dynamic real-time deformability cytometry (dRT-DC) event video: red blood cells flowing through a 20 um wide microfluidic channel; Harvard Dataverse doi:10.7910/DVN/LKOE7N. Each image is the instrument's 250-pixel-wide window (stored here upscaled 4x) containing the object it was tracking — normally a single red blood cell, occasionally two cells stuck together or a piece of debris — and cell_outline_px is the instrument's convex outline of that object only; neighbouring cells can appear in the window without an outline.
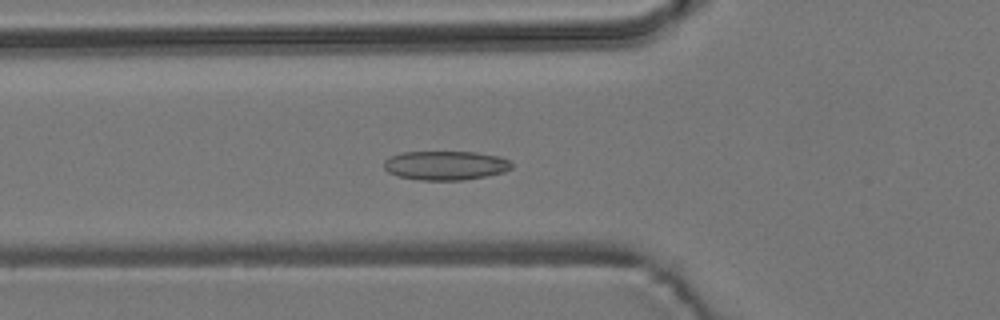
{"species": "common noctule bat (a hibernating species)", "species_latin": "Nyctalus noctula", "temperature_condition": "room temperature", "stored_images_in_passage": 54, "camera_frame_rate_fps": 3000, "um_per_image_px": 0.085, "animal": {"sex": "male", "body_mass_g": 19.2, "forearm_length_mm": 51.8}, "frame": {"image": 1, "passage_image": 19, "time_ms": 6.0, "image_size_px": [1000, 320], "cell_outline_px": [[512, 168], [504, 172], [484, 176], [460, 180], [420, 180], [396, 176], [388, 172], [384, 168], [384, 160], [388, 156], [400, 152], [476, 152], [500, 156], [508, 160], [512, 164]], "centroid_in_image_um": [37.83, 14.05], "position_along_channel_um": 88.0, "area_um2": 21.79}}
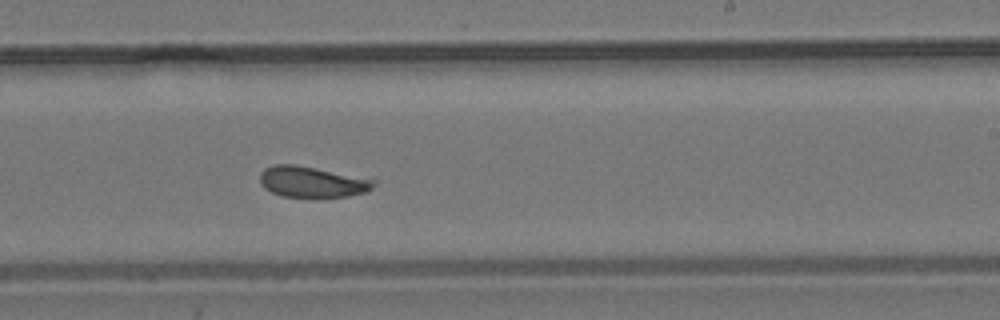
{"frame": {"image": 2, "passage_image": 33, "time_ms": 10.667, "image_size_px": [1000, 320], "cell_outline_px": [[380, 180], [372, 188], [364, 192], [348, 196], [284, 196], [272, 192], [264, 188], [260, 184], [260, 172], [264, 168], [276, 164], [296, 164]], "centroid_in_image_um": [26.54, 15.43], "position_along_channel_um": 262.5, "area_um2": 20.46}}
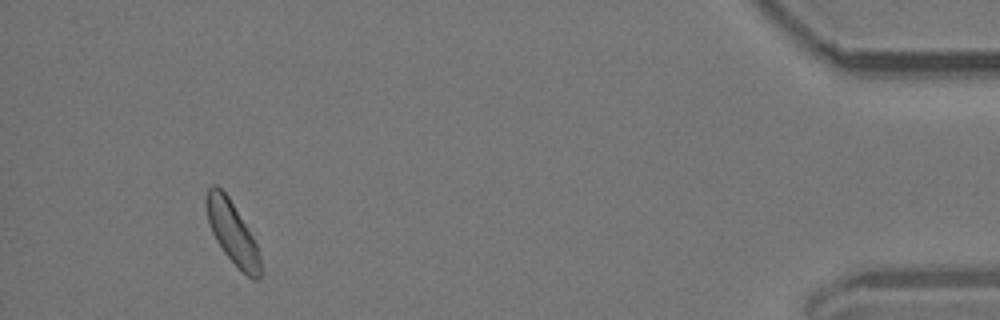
{"frame": {"image": 3, "passage_image": 51, "time_ms": 16.667, "image_size_px": [1000, 320], "cell_outline_px": [[264, 272], [260, 280], [252, 280], [224, 252], [216, 240], [212, 232], [208, 220], [208, 188], [212, 184], [216, 184], [228, 196], [252, 236], [256, 244], [260, 256]], "centroid_in_image_um": [19.82, 19.85], "position_along_channel_um": 415.4, "area_um2": 19.13}, "authors_computed_cell_mechanics": {"area_um2": 21.5305, "velocity_mm_per_s": 3.7337, "shape_relaxation_time_tau1_ms": 7.5641, "shape_relaxation_time_tau2_ms": 1.4436, "deformation_change_tau1": 0.0999, "deformation_change_tau2": 0.0723}}